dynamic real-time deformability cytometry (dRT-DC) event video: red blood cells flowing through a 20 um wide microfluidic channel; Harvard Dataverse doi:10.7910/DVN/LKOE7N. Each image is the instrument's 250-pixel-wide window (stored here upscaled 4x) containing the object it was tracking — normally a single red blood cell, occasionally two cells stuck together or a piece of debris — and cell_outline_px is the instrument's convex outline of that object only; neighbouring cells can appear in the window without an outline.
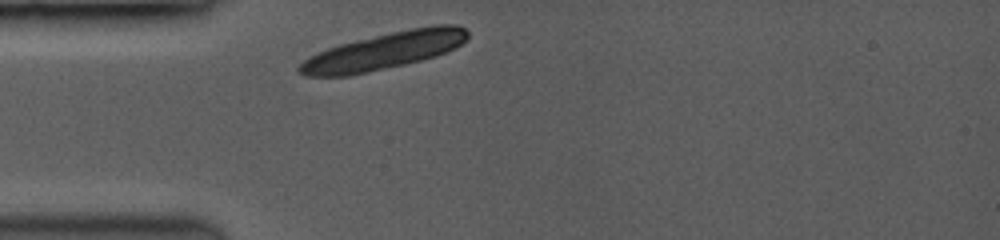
{"species": "common noctule bat (a hibernating species)", "species_latin": "Nyctalus noctula", "temperature_condition": "room temperature", "stored_images_in_passage": 42, "camera_frame_rate_fps": 3500, "um_per_image_px": 0.085, "animal": {"sex": "female", "body_mass_g": 19.0, "forearm_length_mm": 53.3}, "frame": {"image": 1, "passage_image": 1, "time_ms": 0.0, "image_size_px": [1000, 240], "cell_outline_px": [[468, 36], [460, 44], [436, 56], [404, 64], [368, 72], [344, 76], [304, 76], [296, 68], [304, 60], [328, 48], [340, 44], [356, 40], [392, 32], [412, 28], [436, 24], [456, 24], [464, 28], [468, 32]], "centroid_in_image_um": [32.64, 4.33], "position_along_channel_um": 52.4, "area_um2": 35.55}}